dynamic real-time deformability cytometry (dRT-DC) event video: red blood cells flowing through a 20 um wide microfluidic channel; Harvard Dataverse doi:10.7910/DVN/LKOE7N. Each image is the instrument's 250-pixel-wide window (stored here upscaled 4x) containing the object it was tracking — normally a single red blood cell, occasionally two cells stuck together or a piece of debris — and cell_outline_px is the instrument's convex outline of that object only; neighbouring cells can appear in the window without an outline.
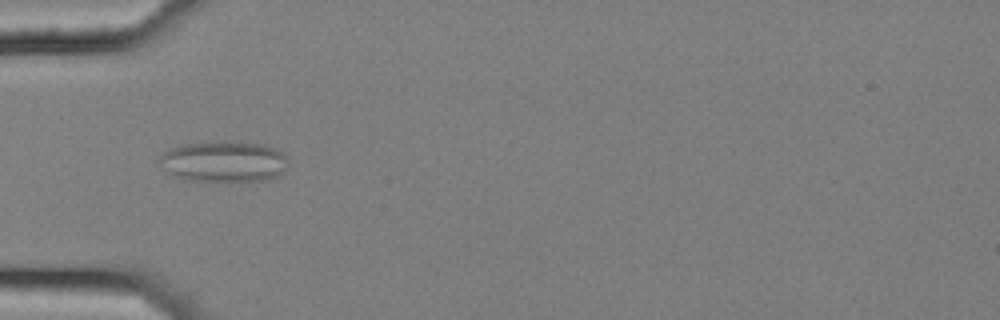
{"species": "common noctule bat (a hibernating species)", "species_latin": "Nyctalus noctula", "temperature_condition": "cold", "stored_images_in_passage": 10, "camera_frame_rate_fps": 3000, "um_per_image_px": 0.085, "animal": {"sex": "female", "body_mass_g": 25.1}, "frame": {"image": 1, "passage_image": 4, "time_ms": 1.0, "image_size_px": [1000, 320], "cell_outline_px": [[288, 168], [280, 176], [268, 180], [184, 180], [172, 176], [156, 160], [164, 152], [172, 148], [184, 144], [224, 140], [232, 140], [264, 144], [276, 148], [288, 160]], "centroid_in_image_um": [19.05, 13.71], "position_along_channel_um": 66.0, "area_um2": 31.15}}